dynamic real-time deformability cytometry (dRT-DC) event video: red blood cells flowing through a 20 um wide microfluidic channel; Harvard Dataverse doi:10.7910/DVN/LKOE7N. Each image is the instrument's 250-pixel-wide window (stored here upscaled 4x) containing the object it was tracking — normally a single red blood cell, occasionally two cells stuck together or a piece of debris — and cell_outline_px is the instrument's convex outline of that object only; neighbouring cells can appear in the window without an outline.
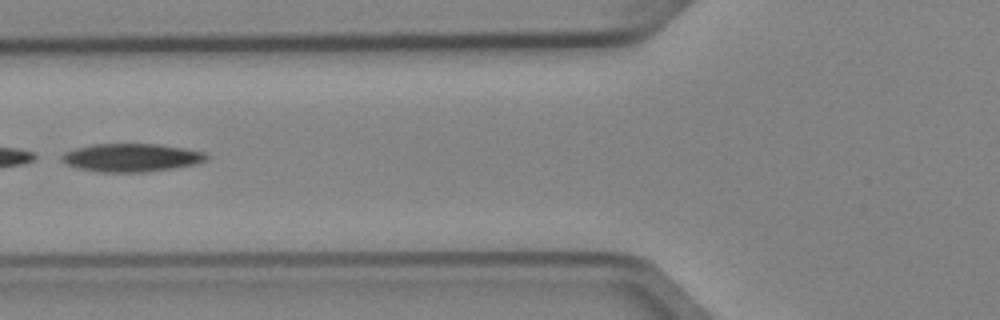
{"species": "Egyptian fruit bat (a non-hibernating species)", "species_latin": "Rousettus aegyptiacus", "temperature_condition": "cold", "stored_images_in_passage": 4, "camera_frame_rate_fps": 3000, "um_per_image_px": 0.085, "animal": {"sex": "female"}, "frame": {"image": 1, "passage_image": 3, "time_ms": 0.667, "image_size_px": [1000, 320], "cell_outline_px": [[208, 160], [196, 164], [172, 168], [144, 172], [100, 172], [80, 168], [68, 164], [60, 160], [60, 156], [64, 152], [76, 148], [92, 144], [156, 144], [184, 148], [204, 152], [208, 156]], "centroid_in_image_um": [11.17, 13.39], "position_along_channel_um": 114.6, "area_um2": 23.64}}
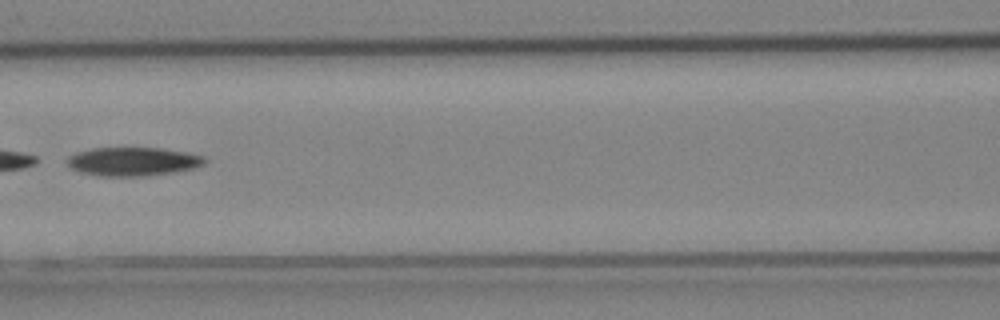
{"frame": {"image": 2, "passage_image": 4, "time_ms": 1.0, "image_size_px": [1000, 320], "cell_outline_px": [[208, 160], [204, 164], [192, 168], [172, 172], [148, 176], [100, 176], [80, 172], [72, 168], [64, 160], [68, 156], [76, 152], [92, 148], [160, 148], [188, 152], [204, 156]], "centroid_in_image_um": [11.28, 13.72], "position_along_channel_um": 155.3, "area_um2": 23.06}}